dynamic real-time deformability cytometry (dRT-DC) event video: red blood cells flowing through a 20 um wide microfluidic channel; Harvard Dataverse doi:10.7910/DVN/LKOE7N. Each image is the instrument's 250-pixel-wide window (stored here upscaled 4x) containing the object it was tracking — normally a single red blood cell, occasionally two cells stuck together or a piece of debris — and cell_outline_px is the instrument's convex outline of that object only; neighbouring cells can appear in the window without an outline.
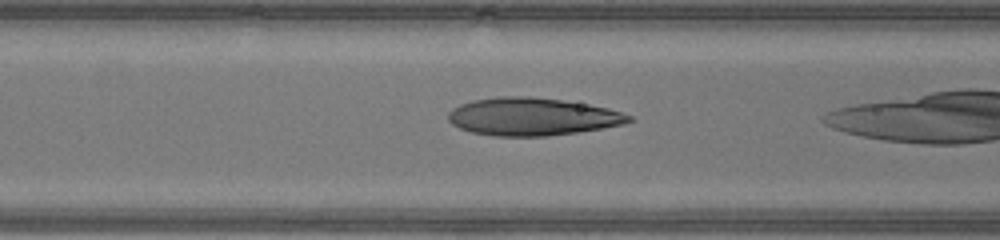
{"species": "human", "species_latin": "Homo sapiens", "temperature_condition": "warm", "stored_images_in_passage": 30, "camera_frame_rate_fps": 3000, "um_per_image_px": 0.085, "donor": {"sex": "male"}, "frame": {"image": 1, "passage_image": 12, "time_ms": 3.667, "image_size_px": [1000, 240], "cell_outline_px": [[636, 120], [624, 124], [576, 132], [548, 136], [496, 136], [472, 132], [460, 128], [452, 124], [448, 120], [448, 112], [452, 108], [460, 104], [472, 100], [496, 96], [532, 96], [588, 104], [608, 108], [632, 116]], "centroid_in_image_um": [45.22, 9.91], "position_along_channel_um": 121.4, "area_um2": 39.77}}
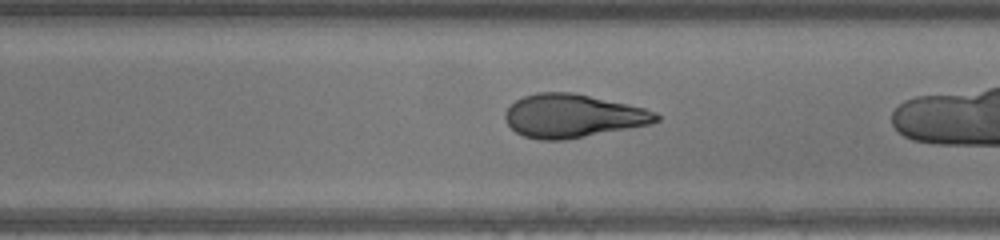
{"frame": {"image": 2, "passage_image": 20, "time_ms": 6.333, "image_size_px": [1000, 240], "cell_outline_px": [[660, 120], [652, 124], [564, 140], [540, 140], [524, 136], [516, 132], [508, 124], [504, 116], [504, 112], [516, 100], [524, 96], [536, 92], [572, 92], [644, 108], [656, 112], [660, 116]], "centroid_in_image_um": [48.69, 9.85], "position_along_channel_um": 240.3, "area_um2": 38.03}}
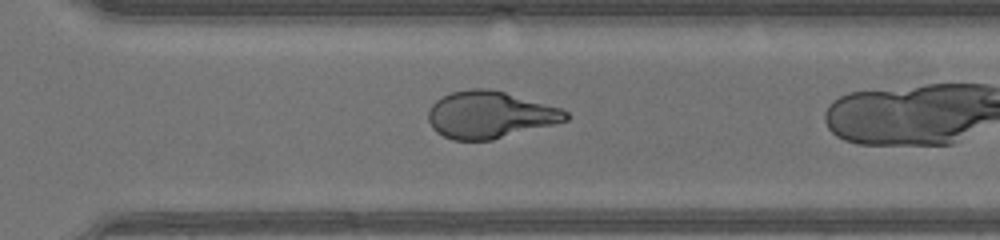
{"frame": {"image": 3, "passage_image": 26, "time_ms": 8.333, "image_size_px": [1000, 240], "cell_outline_px": [[568, 120], [492, 140], [452, 140], [436, 132], [432, 128], [428, 120], [428, 112], [432, 104], [436, 100], [452, 92], [472, 88], [488, 88], [504, 92], [560, 108], [568, 112]], "centroid_in_image_um": [41.6, 9.76], "position_along_channel_um": 329.0, "area_um2": 37.34}}